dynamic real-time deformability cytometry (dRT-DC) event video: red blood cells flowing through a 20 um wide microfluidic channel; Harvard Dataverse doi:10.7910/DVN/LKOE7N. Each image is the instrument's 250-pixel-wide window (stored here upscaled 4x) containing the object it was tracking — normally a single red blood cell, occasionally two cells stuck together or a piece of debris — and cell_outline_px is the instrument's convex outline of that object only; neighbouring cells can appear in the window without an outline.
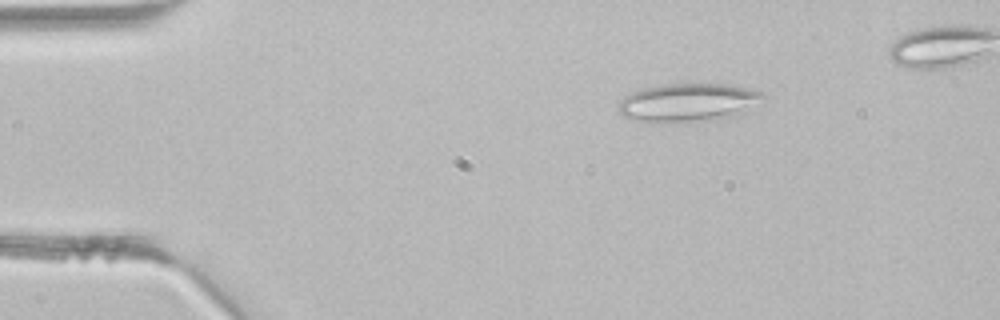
{"species": "common noctule bat (a hibernating species)", "species_latin": "Nyctalus noctula", "temperature_condition": "room temperature", "stored_images_in_passage": 39, "camera_frame_rate_fps": 3000, "um_per_image_px": 0.085, "animal": {"sex": "male", "body_mass_g": 21.5, "forearm_length_mm": 52.0}, "frame": {"image": 1, "passage_image": 6, "time_ms": 1.667, "image_size_px": [1000, 320], "cell_outline_px": [[768, 96], [744, 112], [732, 116], [712, 120], [676, 124], [652, 124], [632, 120], [624, 116], [620, 112], [620, 100], [624, 96], [632, 92], [644, 88], [664, 84], [728, 84], [748, 88], [764, 92]], "centroid_in_image_um": [58.49, 8.75], "position_along_channel_um": 26.5, "area_um2": 33.06}}
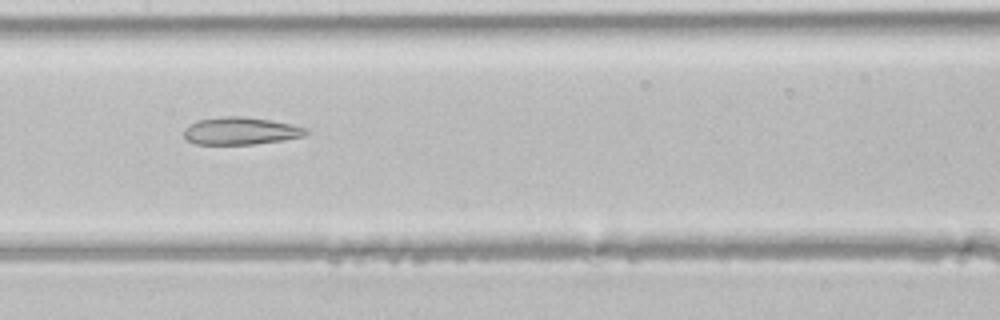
{"frame": {"image": 2, "passage_image": 20, "time_ms": 6.333, "image_size_px": [1000, 320], "cell_outline_px": [[312, 132], [304, 136], [256, 144], [196, 144], [188, 140], [184, 136], [184, 128], [188, 124], [196, 120], [224, 116], [244, 116], [272, 120], [292, 124], [308, 128]], "centroid_in_image_um": [20.48, 11.11], "position_along_channel_um": 186.9, "area_um2": 19.77}}
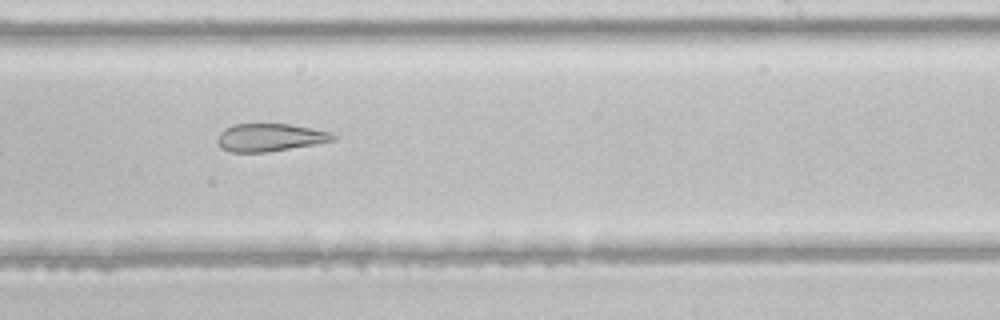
{"frame": {"image": 3, "passage_image": 25, "time_ms": 8.0, "image_size_px": [1000, 320], "cell_outline_px": [[336, 140], [316, 144], [268, 152], [228, 152], [220, 148], [216, 140], [220, 132], [224, 128], [232, 124], [288, 124], [312, 128], [332, 132], [336, 136]], "centroid_in_image_um": [22.93, 11.69], "position_along_channel_um": 266.1, "area_um2": 18.96}}